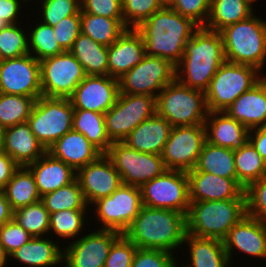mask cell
<instances>
[{"label": "cell", "mask_w": 266, "mask_h": 267, "mask_svg": "<svg viewBox=\"0 0 266 267\" xmlns=\"http://www.w3.org/2000/svg\"><path fill=\"white\" fill-rule=\"evenodd\" d=\"M226 61L221 33L200 26L185 45L175 78L191 89L206 92L211 79Z\"/></svg>", "instance_id": "1"}, {"label": "cell", "mask_w": 266, "mask_h": 267, "mask_svg": "<svg viewBox=\"0 0 266 267\" xmlns=\"http://www.w3.org/2000/svg\"><path fill=\"white\" fill-rule=\"evenodd\" d=\"M199 27L191 18L164 6L136 30L143 37L147 55L167 59L176 66L182 59L187 40Z\"/></svg>", "instance_id": "2"}, {"label": "cell", "mask_w": 266, "mask_h": 267, "mask_svg": "<svg viewBox=\"0 0 266 267\" xmlns=\"http://www.w3.org/2000/svg\"><path fill=\"white\" fill-rule=\"evenodd\" d=\"M123 234L137 248L172 253L183 246L187 234L186 215L179 211L143 205Z\"/></svg>", "instance_id": "3"}, {"label": "cell", "mask_w": 266, "mask_h": 267, "mask_svg": "<svg viewBox=\"0 0 266 267\" xmlns=\"http://www.w3.org/2000/svg\"><path fill=\"white\" fill-rule=\"evenodd\" d=\"M247 215L246 194L241 199L190 201L187 234L223 241L229 230Z\"/></svg>", "instance_id": "4"}, {"label": "cell", "mask_w": 266, "mask_h": 267, "mask_svg": "<svg viewBox=\"0 0 266 267\" xmlns=\"http://www.w3.org/2000/svg\"><path fill=\"white\" fill-rule=\"evenodd\" d=\"M254 13L220 31L226 61L262 70L266 62V20Z\"/></svg>", "instance_id": "5"}, {"label": "cell", "mask_w": 266, "mask_h": 267, "mask_svg": "<svg viewBox=\"0 0 266 267\" xmlns=\"http://www.w3.org/2000/svg\"><path fill=\"white\" fill-rule=\"evenodd\" d=\"M156 113L173 127L205 125L208 115L205 92L191 89L176 78L156 97Z\"/></svg>", "instance_id": "6"}, {"label": "cell", "mask_w": 266, "mask_h": 267, "mask_svg": "<svg viewBox=\"0 0 266 267\" xmlns=\"http://www.w3.org/2000/svg\"><path fill=\"white\" fill-rule=\"evenodd\" d=\"M260 74L261 71L253 66L225 61L205 92L208 112H225L240 95L263 78Z\"/></svg>", "instance_id": "7"}, {"label": "cell", "mask_w": 266, "mask_h": 267, "mask_svg": "<svg viewBox=\"0 0 266 267\" xmlns=\"http://www.w3.org/2000/svg\"><path fill=\"white\" fill-rule=\"evenodd\" d=\"M74 108L69 98L40 96L27 119L32 133L47 151L72 130Z\"/></svg>", "instance_id": "8"}, {"label": "cell", "mask_w": 266, "mask_h": 267, "mask_svg": "<svg viewBox=\"0 0 266 267\" xmlns=\"http://www.w3.org/2000/svg\"><path fill=\"white\" fill-rule=\"evenodd\" d=\"M105 155L126 185L141 188L167 170L160 154L139 152L123 142H112Z\"/></svg>", "instance_id": "9"}, {"label": "cell", "mask_w": 266, "mask_h": 267, "mask_svg": "<svg viewBox=\"0 0 266 267\" xmlns=\"http://www.w3.org/2000/svg\"><path fill=\"white\" fill-rule=\"evenodd\" d=\"M156 97L119 93L116 103L104 114L112 142L123 140L143 121L156 114Z\"/></svg>", "instance_id": "10"}, {"label": "cell", "mask_w": 266, "mask_h": 267, "mask_svg": "<svg viewBox=\"0 0 266 267\" xmlns=\"http://www.w3.org/2000/svg\"><path fill=\"white\" fill-rule=\"evenodd\" d=\"M96 208L97 222L101 229L114 230L123 234L140 212L142 205L141 189L121 184L110 196L101 198L92 206Z\"/></svg>", "instance_id": "11"}, {"label": "cell", "mask_w": 266, "mask_h": 267, "mask_svg": "<svg viewBox=\"0 0 266 267\" xmlns=\"http://www.w3.org/2000/svg\"><path fill=\"white\" fill-rule=\"evenodd\" d=\"M140 189L142 205L187 214L190 198L189 181L185 171L166 170Z\"/></svg>", "instance_id": "12"}, {"label": "cell", "mask_w": 266, "mask_h": 267, "mask_svg": "<svg viewBox=\"0 0 266 267\" xmlns=\"http://www.w3.org/2000/svg\"><path fill=\"white\" fill-rule=\"evenodd\" d=\"M175 74L176 67L169 60L146 54L119 79L120 93L157 97L175 79Z\"/></svg>", "instance_id": "13"}, {"label": "cell", "mask_w": 266, "mask_h": 267, "mask_svg": "<svg viewBox=\"0 0 266 267\" xmlns=\"http://www.w3.org/2000/svg\"><path fill=\"white\" fill-rule=\"evenodd\" d=\"M42 96L70 98L85 78L82 65L70 51L40 61Z\"/></svg>", "instance_id": "14"}, {"label": "cell", "mask_w": 266, "mask_h": 267, "mask_svg": "<svg viewBox=\"0 0 266 267\" xmlns=\"http://www.w3.org/2000/svg\"><path fill=\"white\" fill-rule=\"evenodd\" d=\"M205 141V125L173 127L161 154L166 169L193 170Z\"/></svg>", "instance_id": "15"}, {"label": "cell", "mask_w": 266, "mask_h": 267, "mask_svg": "<svg viewBox=\"0 0 266 267\" xmlns=\"http://www.w3.org/2000/svg\"><path fill=\"white\" fill-rule=\"evenodd\" d=\"M0 93L42 96L40 61L31 54L0 61Z\"/></svg>", "instance_id": "16"}, {"label": "cell", "mask_w": 266, "mask_h": 267, "mask_svg": "<svg viewBox=\"0 0 266 267\" xmlns=\"http://www.w3.org/2000/svg\"><path fill=\"white\" fill-rule=\"evenodd\" d=\"M92 231L63 248L65 267H104L112 243L121 235L114 230Z\"/></svg>", "instance_id": "17"}, {"label": "cell", "mask_w": 266, "mask_h": 267, "mask_svg": "<svg viewBox=\"0 0 266 267\" xmlns=\"http://www.w3.org/2000/svg\"><path fill=\"white\" fill-rule=\"evenodd\" d=\"M120 93L119 79L109 75H86L69 98L74 109L105 114Z\"/></svg>", "instance_id": "18"}, {"label": "cell", "mask_w": 266, "mask_h": 267, "mask_svg": "<svg viewBox=\"0 0 266 267\" xmlns=\"http://www.w3.org/2000/svg\"><path fill=\"white\" fill-rule=\"evenodd\" d=\"M76 179L88 206L110 196L122 184L120 174L105 154L79 169Z\"/></svg>", "instance_id": "19"}, {"label": "cell", "mask_w": 266, "mask_h": 267, "mask_svg": "<svg viewBox=\"0 0 266 267\" xmlns=\"http://www.w3.org/2000/svg\"><path fill=\"white\" fill-rule=\"evenodd\" d=\"M223 243L230 263L234 249L254 258H266V224L245 215L229 230Z\"/></svg>", "instance_id": "20"}, {"label": "cell", "mask_w": 266, "mask_h": 267, "mask_svg": "<svg viewBox=\"0 0 266 267\" xmlns=\"http://www.w3.org/2000/svg\"><path fill=\"white\" fill-rule=\"evenodd\" d=\"M190 201L241 199L245 189L234 179L202 171L186 172Z\"/></svg>", "instance_id": "21"}, {"label": "cell", "mask_w": 266, "mask_h": 267, "mask_svg": "<svg viewBox=\"0 0 266 267\" xmlns=\"http://www.w3.org/2000/svg\"><path fill=\"white\" fill-rule=\"evenodd\" d=\"M146 55L142 35L136 29H126L108 47V75L120 79L140 63Z\"/></svg>", "instance_id": "22"}, {"label": "cell", "mask_w": 266, "mask_h": 267, "mask_svg": "<svg viewBox=\"0 0 266 267\" xmlns=\"http://www.w3.org/2000/svg\"><path fill=\"white\" fill-rule=\"evenodd\" d=\"M0 149L19 166H28L46 152L27 122L3 129Z\"/></svg>", "instance_id": "23"}, {"label": "cell", "mask_w": 266, "mask_h": 267, "mask_svg": "<svg viewBox=\"0 0 266 267\" xmlns=\"http://www.w3.org/2000/svg\"><path fill=\"white\" fill-rule=\"evenodd\" d=\"M249 130L266 125V76L240 95L225 111Z\"/></svg>", "instance_id": "24"}, {"label": "cell", "mask_w": 266, "mask_h": 267, "mask_svg": "<svg viewBox=\"0 0 266 267\" xmlns=\"http://www.w3.org/2000/svg\"><path fill=\"white\" fill-rule=\"evenodd\" d=\"M206 141L237 150L249 141V129L226 112H208L205 120Z\"/></svg>", "instance_id": "25"}, {"label": "cell", "mask_w": 266, "mask_h": 267, "mask_svg": "<svg viewBox=\"0 0 266 267\" xmlns=\"http://www.w3.org/2000/svg\"><path fill=\"white\" fill-rule=\"evenodd\" d=\"M47 152L76 172L103 154L83 134L74 130L59 138Z\"/></svg>", "instance_id": "26"}, {"label": "cell", "mask_w": 266, "mask_h": 267, "mask_svg": "<svg viewBox=\"0 0 266 267\" xmlns=\"http://www.w3.org/2000/svg\"><path fill=\"white\" fill-rule=\"evenodd\" d=\"M26 167L32 172L41 197L76 179V171L47 151L37 161Z\"/></svg>", "instance_id": "27"}, {"label": "cell", "mask_w": 266, "mask_h": 267, "mask_svg": "<svg viewBox=\"0 0 266 267\" xmlns=\"http://www.w3.org/2000/svg\"><path fill=\"white\" fill-rule=\"evenodd\" d=\"M173 126L157 113L139 124L124 140L139 152L162 154Z\"/></svg>", "instance_id": "28"}, {"label": "cell", "mask_w": 266, "mask_h": 267, "mask_svg": "<svg viewBox=\"0 0 266 267\" xmlns=\"http://www.w3.org/2000/svg\"><path fill=\"white\" fill-rule=\"evenodd\" d=\"M52 240L32 237L9 257L29 267H54L63 262V250L57 241Z\"/></svg>", "instance_id": "29"}, {"label": "cell", "mask_w": 266, "mask_h": 267, "mask_svg": "<svg viewBox=\"0 0 266 267\" xmlns=\"http://www.w3.org/2000/svg\"><path fill=\"white\" fill-rule=\"evenodd\" d=\"M190 264L184 267H230L231 263L224 249V243L214 238H202L186 234Z\"/></svg>", "instance_id": "30"}, {"label": "cell", "mask_w": 266, "mask_h": 267, "mask_svg": "<svg viewBox=\"0 0 266 267\" xmlns=\"http://www.w3.org/2000/svg\"><path fill=\"white\" fill-rule=\"evenodd\" d=\"M256 0H211L210 14L205 28L220 32L227 26L254 14Z\"/></svg>", "instance_id": "31"}, {"label": "cell", "mask_w": 266, "mask_h": 267, "mask_svg": "<svg viewBox=\"0 0 266 267\" xmlns=\"http://www.w3.org/2000/svg\"><path fill=\"white\" fill-rule=\"evenodd\" d=\"M82 65L86 75H108V47L82 32L69 50Z\"/></svg>", "instance_id": "32"}, {"label": "cell", "mask_w": 266, "mask_h": 267, "mask_svg": "<svg viewBox=\"0 0 266 267\" xmlns=\"http://www.w3.org/2000/svg\"><path fill=\"white\" fill-rule=\"evenodd\" d=\"M212 173L237 181L234 150L219 147L205 141L193 170Z\"/></svg>", "instance_id": "33"}, {"label": "cell", "mask_w": 266, "mask_h": 267, "mask_svg": "<svg viewBox=\"0 0 266 267\" xmlns=\"http://www.w3.org/2000/svg\"><path fill=\"white\" fill-rule=\"evenodd\" d=\"M3 191L13 211L41 200L34 176L26 166L14 172Z\"/></svg>", "instance_id": "34"}, {"label": "cell", "mask_w": 266, "mask_h": 267, "mask_svg": "<svg viewBox=\"0 0 266 267\" xmlns=\"http://www.w3.org/2000/svg\"><path fill=\"white\" fill-rule=\"evenodd\" d=\"M81 32L95 42L109 47L127 29L123 18H107L80 11Z\"/></svg>", "instance_id": "35"}, {"label": "cell", "mask_w": 266, "mask_h": 267, "mask_svg": "<svg viewBox=\"0 0 266 267\" xmlns=\"http://www.w3.org/2000/svg\"><path fill=\"white\" fill-rule=\"evenodd\" d=\"M72 130L83 134L103 154L112 144L106 131L105 116L102 113L74 109Z\"/></svg>", "instance_id": "36"}, {"label": "cell", "mask_w": 266, "mask_h": 267, "mask_svg": "<svg viewBox=\"0 0 266 267\" xmlns=\"http://www.w3.org/2000/svg\"><path fill=\"white\" fill-rule=\"evenodd\" d=\"M237 182L246 189L252 182L266 177V162L248 141L240 149L234 150Z\"/></svg>", "instance_id": "37"}, {"label": "cell", "mask_w": 266, "mask_h": 267, "mask_svg": "<svg viewBox=\"0 0 266 267\" xmlns=\"http://www.w3.org/2000/svg\"><path fill=\"white\" fill-rule=\"evenodd\" d=\"M41 201L49 213L61 210H87L89 207L77 179L64 187L44 194Z\"/></svg>", "instance_id": "38"}, {"label": "cell", "mask_w": 266, "mask_h": 267, "mask_svg": "<svg viewBox=\"0 0 266 267\" xmlns=\"http://www.w3.org/2000/svg\"><path fill=\"white\" fill-rule=\"evenodd\" d=\"M35 102L32 97L0 93V128L27 122Z\"/></svg>", "instance_id": "39"}, {"label": "cell", "mask_w": 266, "mask_h": 267, "mask_svg": "<svg viewBox=\"0 0 266 267\" xmlns=\"http://www.w3.org/2000/svg\"><path fill=\"white\" fill-rule=\"evenodd\" d=\"M13 219L32 237H45L49 232L50 213L41 200L15 210Z\"/></svg>", "instance_id": "40"}, {"label": "cell", "mask_w": 266, "mask_h": 267, "mask_svg": "<svg viewBox=\"0 0 266 267\" xmlns=\"http://www.w3.org/2000/svg\"><path fill=\"white\" fill-rule=\"evenodd\" d=\"M28 34L29 54L38 61L53 57L64 52L55 39L54 28L42 22H37Z\"/></svg>", "instance_id": "41"}, {"label": "cell", "mask_w": 266, "mask_h": 267, "mask_svg": "<svg viewBox=\"0 0 266 267\" xmlns=\"http://www.w3.org/2000/svg\"><path fill=\"white\" fill-rule=\"evenodd\" d=\"M87 210H61L50 213L49 232H54L59 238H73L81 236L85 229V217ZM83 228V229H82ZM81 233V234H80ZM79 234V235H78Z\"/></svg>", "instance_id": "42"}, {"label": "cell", "mask_w": 266, "mask_h": 267, "mask_svg": "<svg viewBox=\"0 0 266 267\" xmlns=\"http://www.w3.org/2000/svg\"><path fill=\"white\" fill-rule=\"evenodd\" d=\"M20 26L8 25L0 31V61L29 54V33Z\"/></svg>", "instance_id": "43"}, {"label": "cell", "mask_w": 266, "mask_h": 267, "mask_svg": "<svg viewBox=\"0 0 266 267\" xmlns=\"http://www.w3.org/2000/svg\"><path fill=\"white\" fill-rule=\"evenodd\" d=\"M163 7L162 0H122L124 25L127 29H136Z\"/></svg>", "instance_id": "44"}, {"label": "cell", "mask_w": 266, "mask_h": 267, "mask_svg": "<svg viewBox=\"0 0 266 267\" xmlns=\"http://www.w3.org/2000/svg\"><path fill=\"white\" fill-rule=\"evenodd\" d=\"M39 1V0H38ZM42 23L55 27L63 18L80 14V0H40Z\"/></svg>", "instance_id": "45"}, {"label": "cell", "mask_w": 266, "mask_h": 267, "mask_svg": "<svg viewBox=\"0 0 266 267\" xmlns=\"http://www.w3.org/2000/svg\"><path fill=\"white\" fill-rule=\"evenodd\" d=\"M245 194L247 215L266 224V177L252 182Z\"/></svg>", "instance_id": "46"}, {"label": "cell", "mask_w": 266, "mask_h": 267, "mask_svg": "<svg viewBox=\"0 0 266 267\" xmlns=\"http://www.w3.org/2000/svg\"><path fill=\"white\" fill-rule=\"evenodd\" d=\"M137 247L121 234L111 245L104 267H131Z\"/></svg>", "instance_id": "47"}, {"label": "cell", "mask_w": 266, "mask_h": 267, "mask_svg": "<svg viewBox=\"0 0 266 267\" xmlns=\"http://www.w3.org/2000/svg\"><path fill=\"white\" fill-rule=\"evenodd\" d=\"M210 4L211 0H175L170 7L180 15L191 18L199 26H205Z\"/></svg>", "instance_id": "48"}, {"label": "cell", "mask_w": 266, "mask_h": 267, "mask_svg": "<svg viewBox=\"0 0 266 267\" xmlns=\"http://www.w3.org/2000/svg\"><path fill=\"white\" fill-rule=\"evenodd\" d=\"M173 253L137 248L131 267H177Z\"/></svg>", "instance_id": "49"}, {"label": "cell", "mask_w": 266, "mask_h": 267, "mask_svg": "<svg viewBox=\"0 0 266 267\" xmlns=\"http://www.w3.org/2000/svg\"><path fill=\"white\" fill-rule=\"evenodd\" d=\"M81 17L75 14L63 18L54 28L55 39L64 51H69L81 33Z\"/></svg>", "instance_id": "50"}, {"label": "cell", "mask_w": 266, "mask_h": 267, "mask_svg": "<svg viewBox=\"0 0 266 267\" xmlns=\"http://www.w3.org/2000/svg\"><path fill=\"white\" fill-rule=\"evenodd\" d=\"M31 238L32 236L14 219L0 226V244L9 256Z\"/></svg>", "instance_id": "51"}, {"label": "cell", "mask_w": 266, "mask_h": 267, "mask_svg": "<svg viewBox=\"0 0 266 267\" xmlns=\"http://www.w3.org/2000/svg\"><path fill=\"white\" fill-rule=\"evenodd\" d=\"M81 10L91 15L123 18L122 0H80Z\"/></svg>", "instance_id": "52"}, {"label": "cell", "mask_w": 266, "mask_h": 267, "mask_svg": "<svg viewBox=\"0 0 266 267\" xmlns=\"http://www.w3.org/2000/svg\"><path fill=\"white\" fill-rule=\"evenodd\" d=\"M26 2L27 0H0V31L8 25L18 23L20 8Z\"/></svg>", "instance_id": "53"}, {"label": "cell", "mask_w": 266, "mask_h": 267, "mask_svg": "<svg viewBox=\"0 0 266 267\" xmlns=\"http://www.w3.org/2000/svg\"><path fill=\"white\" fill-rule=\"evenodd\" d=\"M19 167L9 155L0 149V189L7 185Z\"/></svg>", "instance_id": "54"}, {"label": "cell", "mask_w": 266, "mask_h": 267, "mask_svg": "<svg viewBox=\"0 0 266 267\" xmlns=\"http://www.w3.org/2000/svg\"><path fill=\"white\" fill-rule=\"evenodd\" d=\"M249 141L266 162V125L250 129Z\"/></svg>", "instance_id": "55"}, {"label": "cell", "mask_w": 266, "mask_h": 267, "mask_svg": "<svg viewBox=\"0 0 266 267\" xmlns=\"http://www.w3.org/2000/svg\"><path fill=\"white\" fill-rule=\"evenodd\" d=\"M13 212L3 189H0V226L13 219Z\"/></svg>", "instance_id": "56"}, {"label": "cell", "mask_w": 266, "mask_h": 267, "mask_svg": "<svg viewBox=\"0 0 266 267\" xmlns=\"http://www.w3.org/2000/svg\"><path fill=\"white\" fill-rule=\"evenodd\" d=\"M10 258L3 246L0 244V267H5L7 262V259Z\"/></svg>", "instance_id": "57"}, {"label": "cell", "mask_w": 266, "mask_h": 267, "mask_svg": "<svg viewBox=\"0 0 266 267\" xmlns=\"http://www.w3.org/2000/svg\"><path fill=\"white\" fill-rule=\"evenodd\" d=\"M175 0H162L164 6H171Z\"/></svg>", "instance_id": "58"}, {"label": "cell", "mask_w": 266, "mask_h": 267, "mask_svg": "<svg viewBox=\"0 0 266 267\" xmlns=\"http://www.w3.org/2000/svg\"><path fill=\"white\" fill-rule=\"evenodd\" d=\"M2 129L0 128V148H1Z\"/></svg>", "instance_id": "59"}]
</instances>
